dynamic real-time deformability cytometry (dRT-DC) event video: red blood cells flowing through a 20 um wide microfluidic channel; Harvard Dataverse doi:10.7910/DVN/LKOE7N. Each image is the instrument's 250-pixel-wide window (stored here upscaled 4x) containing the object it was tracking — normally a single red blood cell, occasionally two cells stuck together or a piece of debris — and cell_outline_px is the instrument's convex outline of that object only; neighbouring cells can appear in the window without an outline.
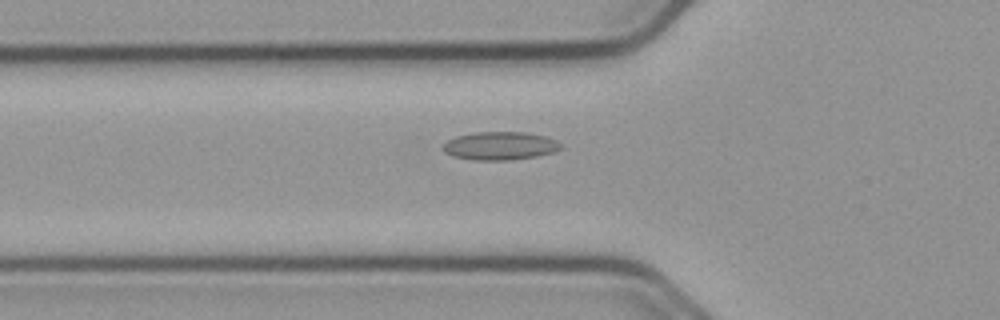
{"species": "common noctule bat (a hibernating species)", "species_latin": "Nyctalus noctula", "temperature_condition": "cold", "stored_images_in_passage": 36, "camera_frame_rate_fps": 3000, "um_per_image_px": 0.085, "animal": {"sex": "male", "body_mass_g": 23.1, "forearm_length_mm": 52.7}, "frame": {"image": 1, "passage_image": 5, "time_ms": 1.333, "image_size_px": [1000, 320], "cell_outline_px": [[560, 148], [552, 152], [536, 156], [508, 160], [476, 160], [452, 156], [444, 152], [440, 148], [448, 140], [456, 136], [476, 132], [524, 132], [544, 136], [556, 140], [560, 144]], "centroid_in_image_um": [42.44, 12.39], "position_along_channel_um": 83.4, "area_um2": 19.19}}
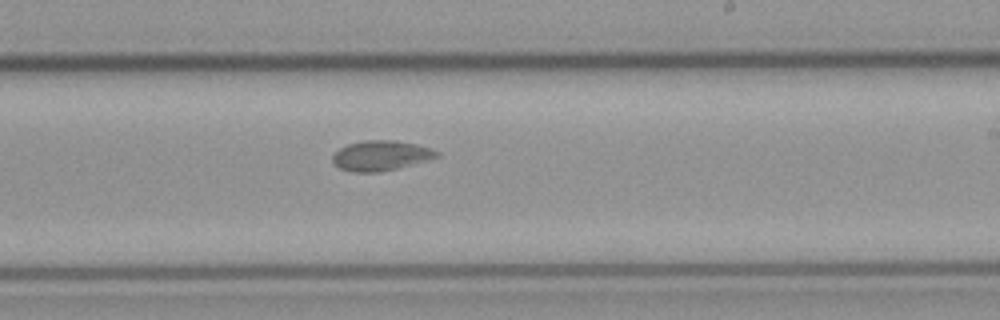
{"frame": {"image": 2, "passage_image": 19, "time_ms": 6.0, "image_size_px": [1000, 320], "cell_outline_px": [[440, 156], [428, 160], [396, 168], [376, 172], [352, 172], [340, 168], [332, 160], [332, 156], [340, 148], [348, 144], [364, 140], [396, 140], [416, 144], [432, 148], [440, 152]], "centroid_in_image_um": [32.4, 13.21], "position_along_channel_um": 256.6, "area_um2": 18.15}}
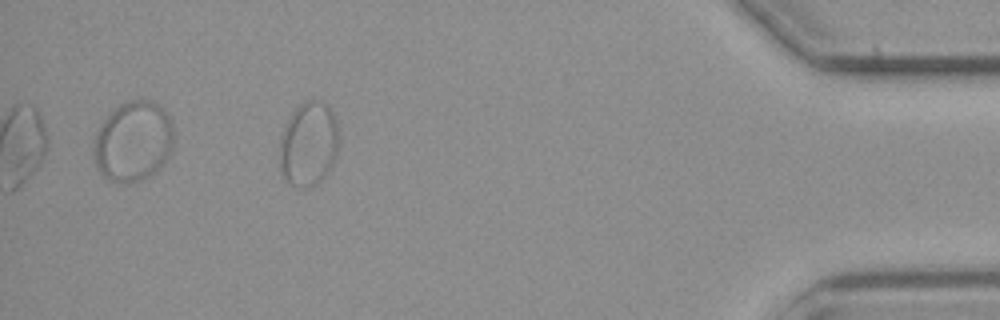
{"frame": {"image": 3, "passage_image": 36, "time_ms": 11.667, "image_size_px": [1000, 320], "cell_outline_px": [[340, 140], [336, 156], [324, 176], [320, 180], [312, 184], [300, 188], [284, 180], [280, 172], [280, 136], [292, 112], [304, 100], [324, 100], [328, 104], [332, 112], [336, 124]], "centroid_in_image_um": [26.22, 12.2], "position_along_channel_um": 409.0, "area_um2": 29.13}}